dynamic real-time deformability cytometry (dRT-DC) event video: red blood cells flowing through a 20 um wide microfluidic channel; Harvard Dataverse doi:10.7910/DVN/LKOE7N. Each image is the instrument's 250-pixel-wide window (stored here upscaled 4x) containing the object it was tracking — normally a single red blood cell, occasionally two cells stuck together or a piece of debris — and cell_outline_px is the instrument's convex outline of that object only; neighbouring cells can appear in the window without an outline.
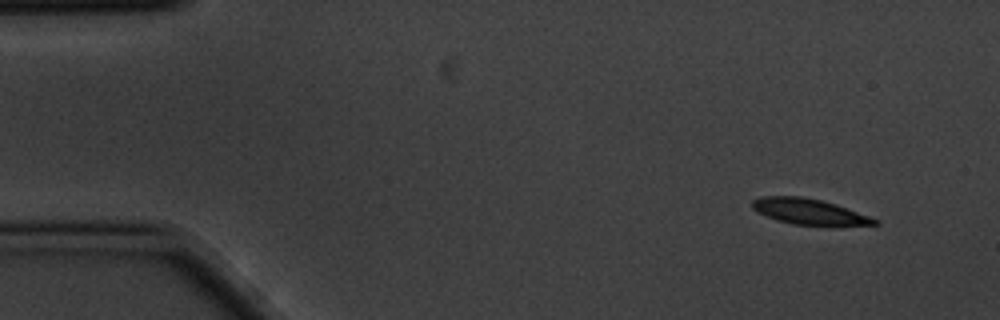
{"species": "common noctule bat (a hibernating species)", "species_latin": "Nyctalus noctula", "temperature_condition": "cold", "stored_images_in_passage": 2, "camera_frame_rate_fps": 3000, "um_per_image_px": 0.085, "animal": {"sex": "male", "body_mass_g": 20.1, "forearm_length_mm": 53.5}, "frame": {"image": 1, "passage_image": 1, "time_ms": 0.0, "image_size_px": [1000, 320], "cell_outline_px": [[880, 224], [832, 228], [792, 224], [776, 220], [756, 212], [752, 208], [752, 200], [760, 196], [800, 196], [820, 200], [836, 204], [880, 220]], "centroid_in_image_um": [68.84, 18.04], "position_along_channel_um": 16.2, "area_um2": 19.19}}